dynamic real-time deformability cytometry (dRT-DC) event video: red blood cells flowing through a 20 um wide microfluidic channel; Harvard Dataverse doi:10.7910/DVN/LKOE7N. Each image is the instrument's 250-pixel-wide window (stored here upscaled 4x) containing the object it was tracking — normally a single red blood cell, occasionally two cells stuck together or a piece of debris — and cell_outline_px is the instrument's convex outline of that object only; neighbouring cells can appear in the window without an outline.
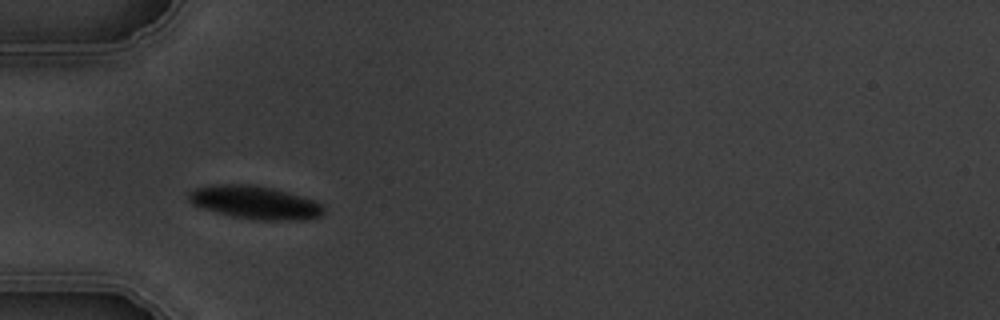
{"species": "common noctule bat (a hibernating species)", "species_latin": "Nyctalus noctula", "temperature_condition": "warm", "stored_images_in_passage": 3, "camera_frame_rate_fps": 3000, "um_per_image_px": 0.085, "animal": {"sex": "male", "body_mass_g": 19.5, "forearm_length_mm": 54.6}, "frame": {"image": 1, "passage_image": 2, "time_ms": 1.333, "image_size_px": [1000, 320], "cell_outline_px": [[324, 212], [320, 216], [308, 220], [256, 220], [232, 216], [200, 208], [192, 204], [188, 200], [188, 192], [196, 188], [216, 184], [252, 184], [276, 188], [312, 200], [320, 204], [324, 208]], "centroid_in_image_um": [21.65, 17.21], "position_along_channel_um": 63.3, "area_um2": 26.24}}